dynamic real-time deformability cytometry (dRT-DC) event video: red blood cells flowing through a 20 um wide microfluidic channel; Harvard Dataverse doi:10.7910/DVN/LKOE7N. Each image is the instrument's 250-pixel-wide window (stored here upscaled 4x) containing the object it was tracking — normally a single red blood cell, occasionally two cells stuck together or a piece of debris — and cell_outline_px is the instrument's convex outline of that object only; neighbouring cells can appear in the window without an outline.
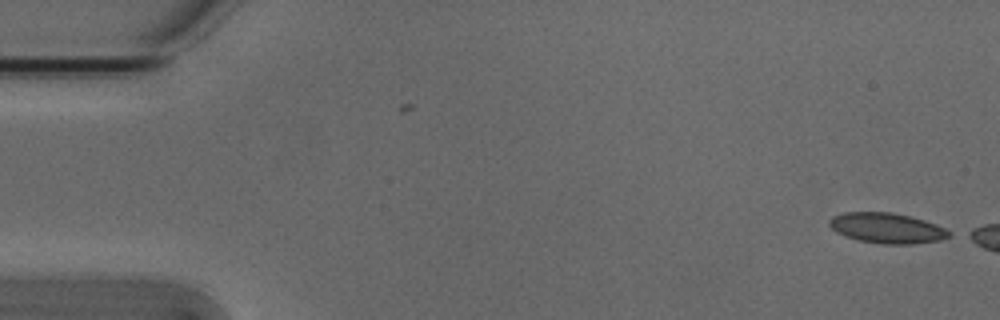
{"species": "Egyptian fruit bat (a non-hibernating species)", "species_latin": "Rousettus aegyptiacus", "temperature_condition": "cold", "stored_images_in_passage": 11, "camera_frame_rate_fps": 3000, "um_per_image_px": 0.085, "animal": {"sex": "male"}, "frame": {"image": 1, "passage_image": 1, "time_ms": 0.0, "image_size_px": [1000, 320], "cell_outline_px": [[952, 236], [940, 240], [912, 244], [884, 244], [860, 240], [844, 236], [836, 232], [828, 224], [828, 220], [832, 216], [844, 212], [892, 212], [912, 216], [936, 224], [952, 232]], "centroid_in_image_um": [75.39, 19.38], "position_along_channel_um": 9.6, "area_um2": 21.33}}